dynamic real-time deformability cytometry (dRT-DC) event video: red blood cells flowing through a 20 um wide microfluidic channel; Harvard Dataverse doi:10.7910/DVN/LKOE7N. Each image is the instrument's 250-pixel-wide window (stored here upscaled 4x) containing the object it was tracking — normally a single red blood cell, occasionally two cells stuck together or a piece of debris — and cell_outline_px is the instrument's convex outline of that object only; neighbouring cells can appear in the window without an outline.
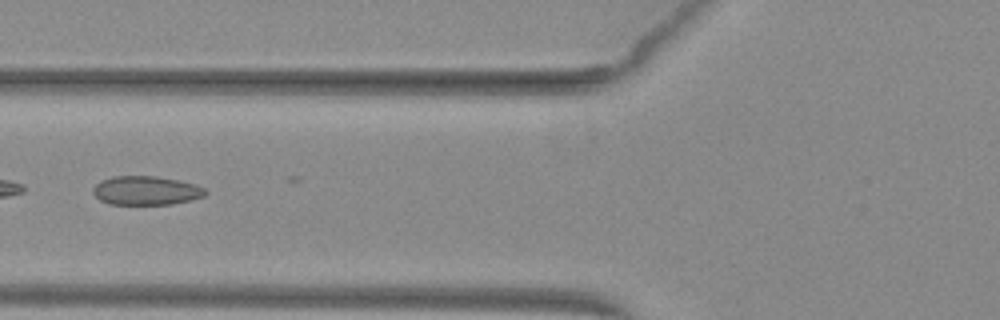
{"species": "common noctule bat (a hibernating species)", "species_latin": "Nyctalus noctula", "temperature_condition": "warm", "stored_images_in_passage": 15, "camera_frame_rate_fps": 3000, "um_per_image_px": 0.085, "animal": {"sex": "female", "body_mass_g": 29.2, "forearm_length_mm": 56.3}, "frame": {"image": 1, "passage_image": 12, "time_ms": 3.667, "image_size_px": [1000, 320], "cell_outline_px": [[208, 192], [204, 196], [192, 200], [172, 204], [108, 204], [100, 200], [92, 192], [92, 188], [100, 180], [112, 176], [156, 176], [196, 184], [204, 188]], "centroid_in_image_um": [12.4, 16.19], "position_along_channel_um": 113.4, "area_um2": 19.02}}